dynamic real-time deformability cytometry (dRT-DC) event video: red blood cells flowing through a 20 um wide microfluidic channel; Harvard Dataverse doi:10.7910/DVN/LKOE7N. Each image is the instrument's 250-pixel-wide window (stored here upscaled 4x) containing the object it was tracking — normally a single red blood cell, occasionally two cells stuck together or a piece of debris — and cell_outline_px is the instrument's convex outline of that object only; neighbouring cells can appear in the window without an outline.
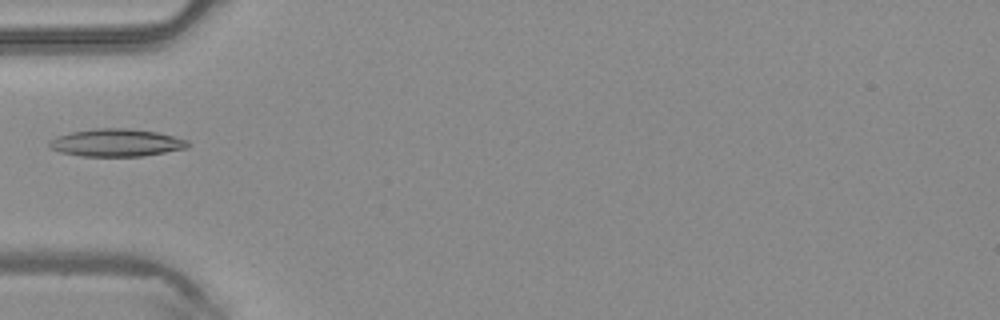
{"species": "common noctule bat (a hibernating species)", "species_latin": "Nyctalus noctula", "temperature_condition": "warm", "stored_images_in_passage": 32, "camera_frame_rate_fps": 3000, "um_per_image_px": 0.085, "animal": {"sex": "male", "body_mass_g": 20.4}, "frame": {"image": 1, "passage_image": 1, "time_ms": 0.0, "image_size_px": [1000, 320], "cell_outline_px": [[188, 148], [144, 156], [80, 156], [60, 152], [48, 148], [48, 140], [56, 136], [72, 132], [96, 128], [128, 128], [156, 132], [188, 140]], "centroid_in_image_um": [9.84, 12.13], "position_along_channel_um": 75.2, "area_um2": 22.37}}
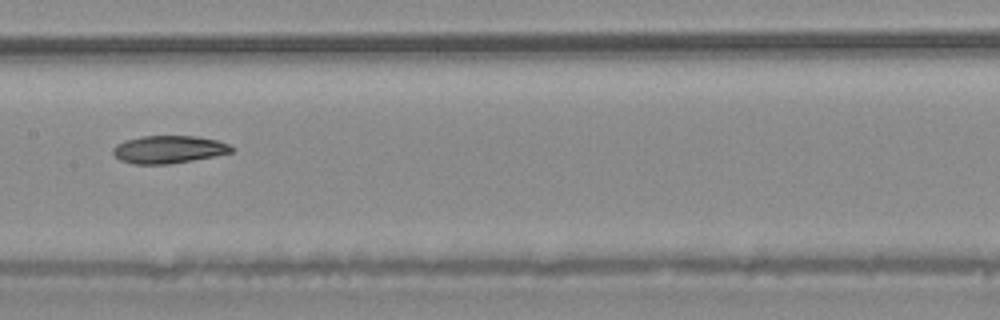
{"frame": {"image": 2, "passage_image": 9, "time_ms": 2.667, "image_size_px": [1000, 320], "cell_outline_px": [[236, 148], [232, 152], [192, 160], [168, 164], [132, 164], [120, 160], [112, 152], [112, 148], [116, 144], [124, 140], [144, 136], [196, 136], [216, 140], [228, 144]], "centroid_in_image_um": [14.31, 12.7], "position_along_channel_um": 193.1, "area_um2": 19.07}}
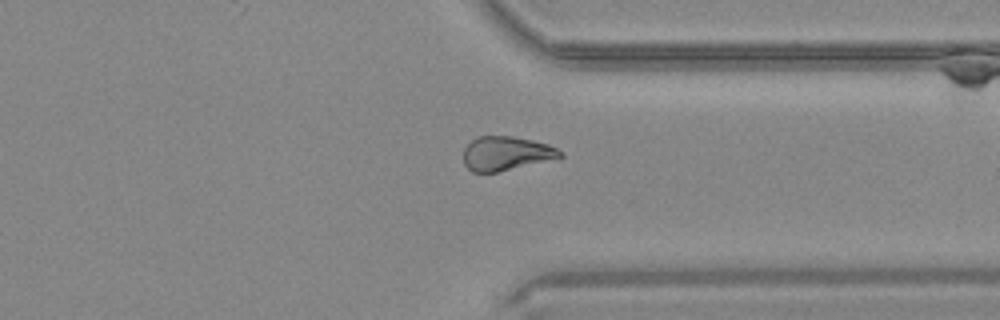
{"frame": {"image": 3, "passage_image": 21, "time_ms": 6.667, "image_size_px": [1000, 320], "cell_outline_px": [[564, 156], [560, 160], [496, 172], [472, 172], [464, 164], [464, 148], [476, 136], [512, 136], [532, 140], [548, 144], [564, 152]], "centroid_in_image_um": [43.11, 13.06], "position_along_channel_um": 368.3, "area_um2": 19.71}}